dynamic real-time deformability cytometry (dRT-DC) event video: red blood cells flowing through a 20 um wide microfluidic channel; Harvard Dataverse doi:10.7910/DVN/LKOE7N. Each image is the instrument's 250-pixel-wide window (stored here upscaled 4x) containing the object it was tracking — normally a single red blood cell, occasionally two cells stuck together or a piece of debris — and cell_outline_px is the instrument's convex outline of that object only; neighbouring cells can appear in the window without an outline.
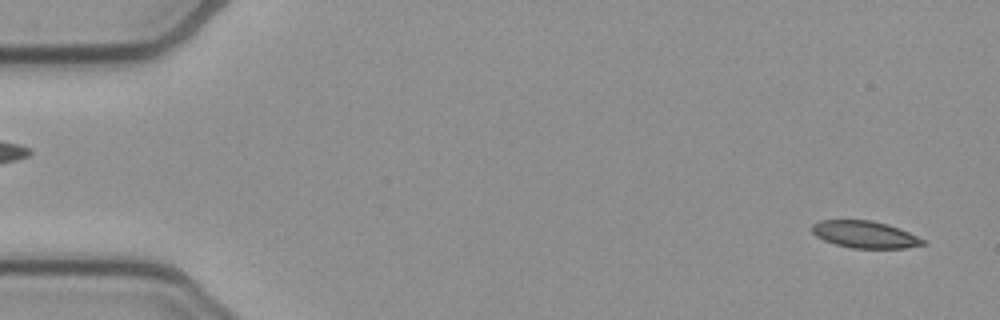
{"species": "common noctule bat (a hibernating species)", "species_latin": "Nyctalus noctula", "temperature_condition": "cold", "stored_images_in_passage": 53, "camera_frame_rate_fps": 3000, "um_per_image_px": 0.085, "animal": {"sex": "female", "body_mass_g": 21.9}, "frame": {"image": 1, "passage_image": 2, "time_ms": 0.333, "image_size_px": [1000, 320], "cell_outline_px": [[928, 244], [904, 248], [852, 248], [836, 244], [824, 240], [816, 236], [812, 232], [812, 224], [820, 220], [872, 220], [888, 224], [900, 228], [924, 240]], "centroid_in_image_um": [73.52, 19.92], "position_along_channel_um": 11.5, "area_um2": 17.46}}
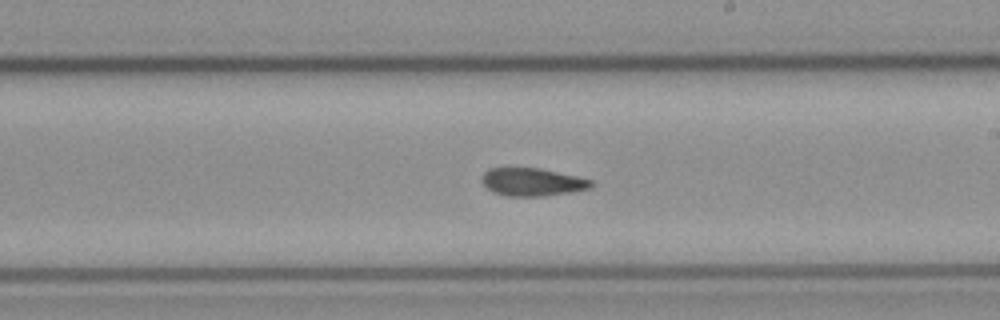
{"frame": {"image": 2, "passage_image": 30, "time_ms": 9.667, "image_size_px": [1000, 320], "cell_outline_px": [[596, 184], [592, 188], [572, 192], [544, 196], [508, 196], [492, 192], [480, 180], [484, 172], [488, 168], [540, 168], [576, 176], [592, 180]], "centroid_in_image_um": [45.27, 15.47], "position_along_channel_um": 243.7, "area_um2": 17.92}}
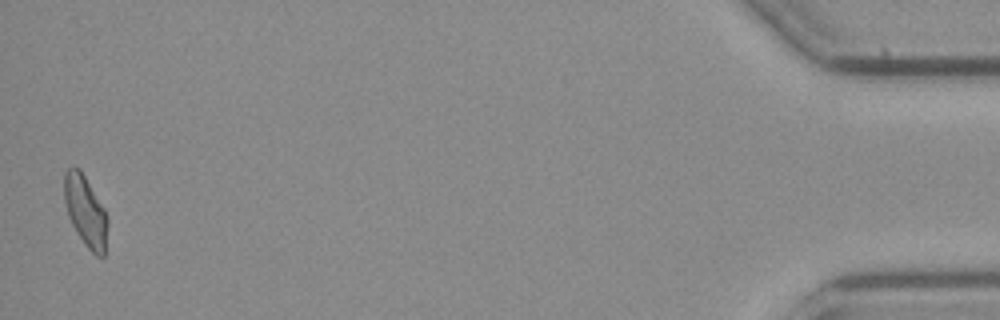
{"frame": {"image": 3, "passage_image": 52, "time_ms": 17.0, "image_size_px": [1000, 320], "cell_outline_px": [[108, 224], [104, 256], [96, 256], [84, 244], [76, 232], [68, 216], [64, 200], [64, 172], [72, 164], [80, 168], [104, 208], [108, 220]], "centroid_in_image_um": [7.25, 17.92], "position_along_channel_um": 427.9, "area_um2": 18.03}, "authors_computed_cell_mechanics": {"area_um2": 18.207, "velocity_mm_per_s": 3.8388, "shape_relaxation_time_tau1_ms": null, "shape_relaxation_time_tau2_ms": 3.4097, "deformation_change_tau1": null, "deformation_change_tau2": 0.0961}}